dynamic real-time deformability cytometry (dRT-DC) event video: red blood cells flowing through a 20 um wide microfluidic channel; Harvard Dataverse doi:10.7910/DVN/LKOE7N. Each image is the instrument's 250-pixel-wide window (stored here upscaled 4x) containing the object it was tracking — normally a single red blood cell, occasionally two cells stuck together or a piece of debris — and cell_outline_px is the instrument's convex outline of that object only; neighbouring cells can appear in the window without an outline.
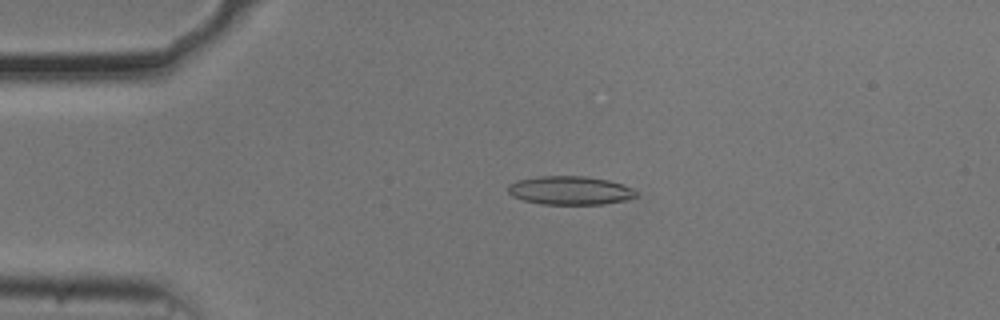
{"species": "common noctule bat (a hibernating species)", "species_latin": "Nyctalus noctula", "temperature_condition": "cold", "stored_images_in_passage": 54, "camera_frame_rate_fps": 3000, "um_per_image_px": 0.085, "animal": {"sex": "male", "body_mass_g": 20.5, "forearm_length_mm": 52.5}, "frame": {"image": 1, "passage_image": 12, "time_ms": 3.667, "image_size_px": [1000, 320], "cell_outline_px": [[636, 196], [628, 200], [604, 204], [540, 204], [524, 200], [512, 196], [508, 192], [508, 184], [520, 180], [540, 176], [584, 176], [608, 180], [620, 184], [636, 192]], "centroid_in_image_um": [48.42, 16.19], "position_along_channel_um": 36.6, "area_um2": 21.1}}
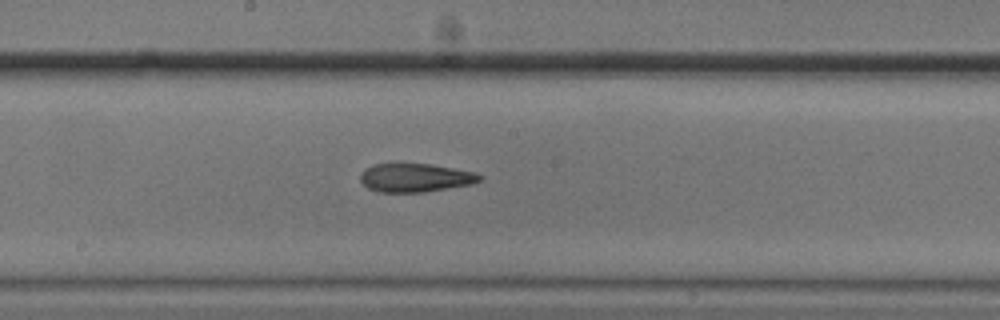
{"frame": {"image": 2, "passage_image": 29, "time_ms": 9.333, "image_size_px": [1000, 320], "cell_outline_px": [[484, 176], [480, 180], [472, 184], [424, 192], [380, 192], [368, 188], [360, 180], [360, 172], [372, 164], [396, 160], [432, 164], [476, 172]], "centroid_in_image_um": [35.26, 15.05], "position_along_channel_um": 212.9, "area_um2": 20.75}}
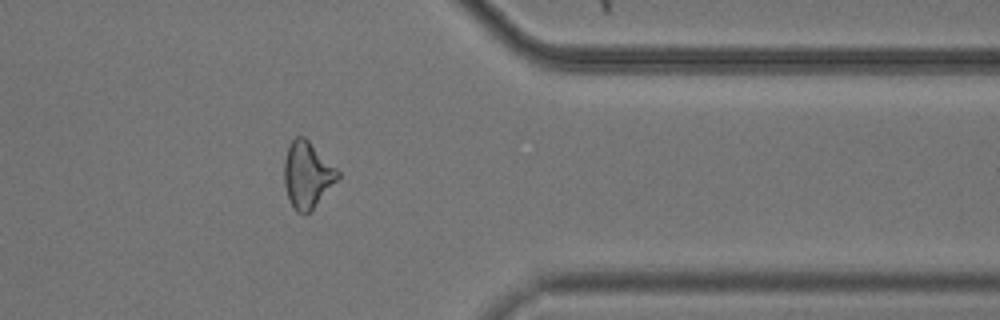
{"frame": {"image": 3, "passage_image": 44, "time_ms": 14.333, "image_size_px": [1000, 320], "cell_outline_px": [[340, 176], [312, 208], [308, 212], [296, 212], [292, 208], [288, 200], [284, 184], [284, 160], [288, 148], [292, 140], [296, 136], [304, 136], [340, 172]], "centroid_in_image_um": [26.08, 14.85], "position_along_channel_um": 385.3, "area_um2": 20.29}, "authors_computed_cell_mechanics": {"area_um2": 20.6635, "velocity_mm_per_s": 3.7006, "shape_relaxation_time_tau1_ms": 9.8619, "shape_relaxation_time_tau2_ms": 2.242, "deformation_change_tau1": 0.2452, "deformation_change_tau2": 0.1199}}